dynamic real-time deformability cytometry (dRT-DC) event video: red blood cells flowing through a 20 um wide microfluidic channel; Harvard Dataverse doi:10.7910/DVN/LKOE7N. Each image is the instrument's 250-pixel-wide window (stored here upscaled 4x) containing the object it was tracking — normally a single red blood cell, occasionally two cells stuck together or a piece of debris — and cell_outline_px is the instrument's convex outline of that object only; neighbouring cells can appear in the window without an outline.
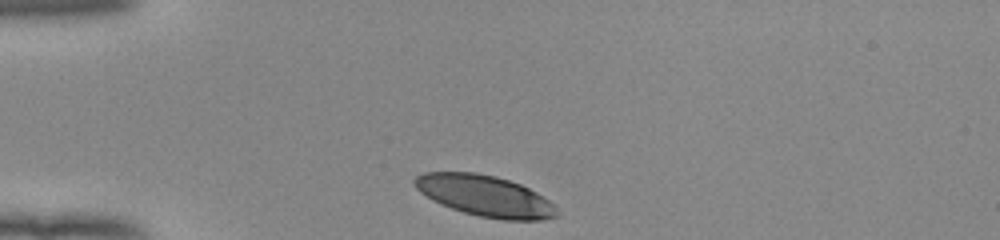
{"species": "human", "species_latin": "Homo sapiens", "temperature_condition": "room temperature", "stored_images_in_passage": 31, "camera_frame_rate_fps": 3000, "um_per_image_px": 0.085, "donor": {"sex": "female"}, "frame": {"image": 1, "passage_image": 1, "time_ms": 0.0, "image_size_px": [1000, 240], "cell_outline_px": [[560, 216], [540, 220], [504, 220], [480, 216], [464, 212], [440, 204], [432, 200], [420, 192], [412, 184], [412, 180], [416, 176], [424, 172], [476, 172], [496, 176], [520, 184], [536, 192], [548, 200], [560, 212]], "centroid_in_image_um": [41.21, 16.64], "position_along_channel_um": 43.8, "area_um2": 34.1}}
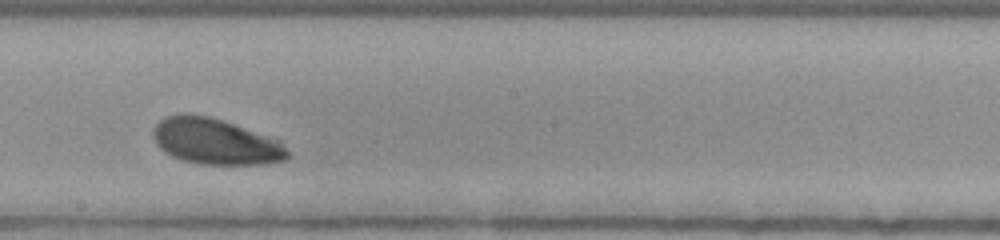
{"frame": {"image": 2, "passage_image": 18, "time_ms": 5.667, "image_size_px": [1000, 240], "cell_outline_px": [[288, 156], [284, 160], [264, 164], [200, 164], [184, 160], [172, 156], [164, 152], [156, 144], [152, 136], [152, 128], [164, 116], [184, 112], [208, 116], [224, 120], [280, 140], [288, 152]], "centroid_in_image_um": [18.26, 12.0], "position_along_channel_um": 229.9, "area_um2": 36.24}}
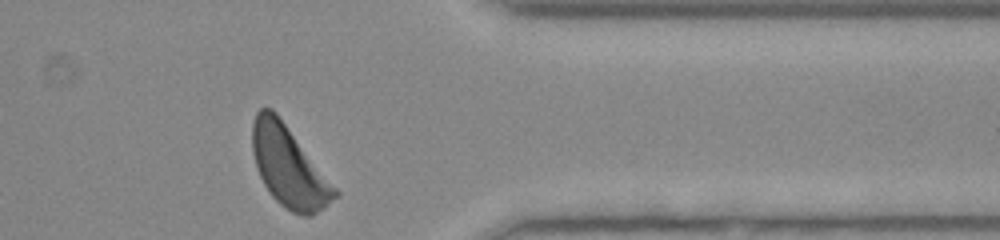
{"frame": {"image": 3, "passage_image": 31, "time_ms": 10.0, "image_size_px": [1000, 240], "cell_outline_px": [[340, 192], [324, 208], [312, 216], [304, 216], [292, 212], [284, 208], [272, 196], [264, 184], [256, 168], [252, 152], [252, 124], [256, 112], [260, 108], [272, 108], [276, 112]], "centroid_in_image_um": [24.54, 14.17], "position_along_channel_um": 386.9, "area_um2": 38.55}, "authors_computed_cell_mechanics": {"area_um2": 36.4718, "velocity_mm_per_s": 3.8573, "shape_relaxation_time_tau1_ms": 2.6523, "shape_relaxation_time_tau2_ms": null, "deformation_change_tau1": 0.1448, "deformation_change_tau2": null}}